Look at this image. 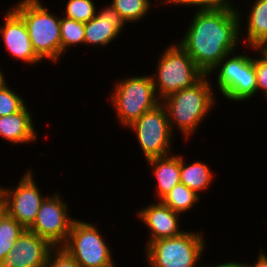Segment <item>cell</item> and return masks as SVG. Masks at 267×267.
Here are the masks:
<instances>
[{"instance_id": "6da1fadb", "label": "cell", "mask_w": 267, "mask_h": 267, "mask_svg": "<svg viewBox=\"0 0 267 267\" xmlns=\"http://www.w3.org/2000/svg\"><path fill=\"white\" fill-rule=\"evenodd\" d=\"M186 32L177 41L197 67L208 75L228 54L237 51L240 40L238 11H195ZM184 37V38H183Z\"/></svg>"}, {"instance_id": "7a4b0ae2", "label": "cell", "mask_w": 267, "mask_h": 267, "mask_svg": "<svg viewBox=\"0 0 267 267\" xmlns=\"http://www.w3.org/2000/svg\"><path fill=\"white\" fill-rule=\"evenodd\" d=\"M211 78L204 75L193 86L181 89L161 100L167 111L171 131L175 135L176 130H179L187 142L190 136L192 139L217 102L214 93L216 89L213 88L215 85L212 84Z\"/></svg>"}, {"instance_id": "3957f363", "label": "cell", "mask_w": 267, "mask_h": 267, "mask_svg": "<svg viewBox=\"0 0 267 267\" xmlns=\"http://www.w3.org/2000/svg\"><path fill=\"white\" fill-rule=\"evenodd\" d=\"M12 9L23 19L36 55L44 62L61 59V16L52 13L42 0H19Z\"/></svg>"}, {"instance_id": "277c9868", "label": "cell", "mask_w": 267, "mask_h": 267, "mask_svg": "<svg viewBox=\"0 0 267 267\" xmlns=\"http://www.w3.org/2000/svg\"><path fill=\"white\" fill-rule=\"evenodd\" d=\"M125 78L113 83V91L108 100L116 112L118 123L126 129L146 111L160 104L161 100L155 91L151 74Z\"/></svg>"}, {"instance_id": "5b68a950", "label": "cell", "mask_w": 267, "mask_h": 267, "mask_svg": "<svg viewBox=\"0 0 267 267\" xmlns=\"http://www.w3.org/2000/svg\"><path fill=\"white\" fill-rule=\"evenodd\" d=\"M158 59L151 76L160 100L193 86L205 75L178 42L166 46Z\"/></svg>"}, {"instance_id": "8992f818", "label": "cell", "mask_w": 267, "mask_h": 267, "mask_svg": "<svg viewBox=\"0 0 267 267\" xmlns=\"http://www.w3.org/2000/svg\"><path fill=\"white\" fill-rule=\"evenodd\" d=\"M203 231H184L180 235L151 242L144 253L148 267H201L206 249ZM205 248V249H204Z\"/></svg>"}, {"instance_id": "52a82bcc", "label": "cell", "mask_w": 267, "mask_h": 267, "mask_svg": "<svg viewBox=\"0 0 267 267\" xmlns=\"http://www.w3.org/2000/svg\"><path fill=\"white\" fill-rule=\"evenodd\" d=\"M236 51L226 55L208 74L216 75V87L223 97L232 102H245L257 94L254 56ZM217 71V73H216Z\"/></svg>"}, {"instance_id": "ba28073f", "label": "cell", "mask_w": 267, "mask_h": 267, "mask_svg": "<svg viewBox=\"0 0 267 267\" xmlns=\"http://www.w3.org/2000/svg\"><path fill=\"white\" fill-rule=\"evenodd\" d=\"M106 241L97 225L76 217L62 247L81 267H117Z\"/></svg>"}, {"instance_id": "9c48e42d", "label": "cell", "mask_w": 267, "mask_h": 267, "mask_svg": "<svg viewBox=\"0 0 267 267\" xmlns=\"http://www.w3.org/2000/svg\"><path fill=\"white\" fill-rule=\"evenodd\" d=\"M126 129L135 133L146 160L172 153L174 134L162 103L146 111Z\"/></svg>"}, {"instance_id": "30bf717a", "label": "cell", "mask_w": 267, "mask_h": 267, "mask_svg": "<svg viewBox=\"0 0 267 267\" xmlns=\"http://www.w3.org/2000/svg\"><path fill=\"white\" fill-rule=\"evenodd\" d=\"M53 194V195H52ZM46 195L38 215L28 230L48 240L54 247L62 246L69 235L73 221L67 202L59 192Z\"/></svg>"}, {"instance_id": "8fae6325", "label": "cell", "mask_w": 267, "mask_h": 267, "mask_svg": "<svg viewBox=\"0 0 267 267\" xmlns=\"http://www.w3.org/2000/svg\"><path fill=\"white\" fill-rule=\"evenodd\" d=\"M26 170L15 187H1V195L6 200L9 216L28 229L34 223L45 195L41 193L32 169Z\"/></svg>"}, {"instance_id": "7c38bea8", "label": "cell", "mask_w": 267, "mask_h": 267, "mask_svg": "<svg viewBox=\"0 0 267 267\" xmlns=\"http://www.w3.org/2000/svg\"><path fill=\"white\" fill-rule=\"evenodd\" d=\"M4 13V22L0 24V37L11 58L24 64L35 65L42 60L33 50L28 30L23 19L10 7Z\"/></svg>"}, {"instance_id": "4fadbf2b", "label": "cell", "mask_w": 267, "mask_h": 267, "mask_svg": "<svg viewBox=\"0 0 267 267\" xmlns=\"http://www.w3.org/2000/svg\"><path fill=\"white\" fill-rule=\"evenodd\" d=\"M54 246L46 239L25 229L16 240L0 267H46L47 258Z\"/></svg>"}, {"instance_id": "5bb4252c", "label": "cell", "mask_w": 267, "mask_h": 267, "mask_svg": "<svg viewBox=\"0 0 267 267\" xmlns=\"http://www.w3.org/2000/svg\"><path fill=\"white\" fill-rule=\"evenodd\" d=\"M136 213L140 222H144L143 224L149 231L146 245L156 240L178 236L184 232L180 225L181 215L160 201L153 202L152 200L151 204L142 206Z\"/></svg>"}, {"instance_id": "9a60e30c", "label": "cell", "mask_w": 267, "mask_h": 267, "mask_svg": "<svg viewBox=\"0 0 267 267\" xmlns=\"http://www.w3.org/2000/svg\"><path fill=\"white\" fill-rule=\"evenodd\" d=\"M103 7L97 10L96 15L90 21L85 23V46L107 47L120 37L127 25L111 4Z\"/></svg>"}, {"instance_id": "2e32d148", "label": "cell", "mask_w": 267, "mask_h": 267, "mask_svg": "<svg viewBox=\"0 0 267 267\" xmlns=\"http://www.w3.org/2000/svg\"><path fill=\"white\" fill-rule=\"evenodd\" d=\"M27 105L14 114L0 117V137L4 141L13 145H25L36 143L40 138L33 123V113Z\"/></svg>"}, {"instance_id": "e0dca14e", "label": "cell", "mask_w": 267, "mask_h": 267, "mask_svg": "<svg viewBox=\"0 0 267 267\" xmlns=\"http://www.w3.org/2000/svg\"><path fill=\"white\" fill-rule=\"evenodd\" d=\"M251 5L246 25L241 23L244 18L242 10H237L240 16V40L244 38L242 41L246 47L260 48L267 43V0H255ZM243 28L246 29L245 32L242 31ZM242 32L247 33L244 36Z\"/></svg>"}, {"instance_id": "ac0fdd59", "label": "cell", "mask_w": 267, "mask_h": 267, "mask_svg": "<svg viewBox=\"0 0 267 267\" xmlns=\"http://www.w3.org/2000/svg\"><path fill=\"white\" fill-rule=\"evenodd\" d=\"M150 168H152V176L156 183L155 195L159 201L167 194L175 185L181 183L180 180V155L169 154L146 160Z\"/></svg>"}, {"instance_id": "d6986e66", "label": "cell", "mask_w": 267, "mask_h": 267, "mask_svg": "<svg viewBox=\"0 0 267 267\" xmlns=\"http://www.w3.org/2000/svg\"><path fill=\"white\" fill-rule=\"evenodd\" d=\"M184 155H180V180L198 195L208 190L215 177L213 170L206 162L195 160L191 164L186 163ZM206 163V164H205Z\"/></svg>"}, {"instance_id": "ffe728a7", "label": "cell", "mask_w": 267, "mask_h": 267, "mask_svg": "<svg viewBox=\"0 0 267 267\" xmlns=\"http://www.w3.org/2000/svg\"><path fill=\"white\" fill-rule=\"evenodd\" d=\"M200 198L201 196L195 191L191 190L186 185L179 183L159 201L171 208L174 212L184 216L183 213H188V211H191V209L196 207L195 205L199 203Z\"/></svg>"}, {"instance_id": "44dd1931", "label": "cell", "mask_w": 267, "mask_h": 267, "mask_svg": "<svg viewBox=\"0 0 267 267\" xmlns=\"http://www.w3.org/2000/svg\"><path fill=\"white\" fill-rule=\"evenodd\" d=\"M110 4L129 25L146 18L154 5L152 0H111Z\"/></svg>"}, {"instance_id": "7402d4cb", "label": "cell", "mask_w": 267, "mask_h": 267, "mask_svg": "<svg viewBox=\"0 0 267 267\" xmlns=\"http://www.w3.org/2000/svg\"><path fill=\"white\" fill-rule=\"evenodd\" d=\"M60 34H61V57H63L66 51L71 47H74L76 45L80 46L84 45L85 23L61 16Z\"/></svg>"}, {"instance_id": "603a6c76", "label": "cell", "mask_w": 267, "mask_h": 267, "mask_svg": "<svg viewBox=\"0 0 267 267\" xmlns=\"http://www.w3.org/2000/svg\"><path fill=\"white\" fill-rule=\"evenodd\" d=\"M24 230L25 228L9 215L3 220L0 224V262L13 249L16 240Z\"/></svg>"}, {"instance_id": "cb8c5ba5", "label": "cell", "mask_w": 267, "mask_h": 267, "mask_svg": "<svg viewBox=\"0 0 267 267\" xmlns=\"http://www.w3.org/2000/svg\"><path fill=\"white\" fill-rule=\"evenodd\" d=\"M94 0H68L65 9L61 11L64 17L87 23L97 12Z\"/></svg>"}, {"instance_id": "d4e9b609", "label": "cell", "mask_w": 267, "mask_h": 267, "mask_svg": "<svg viewBox=\"0 0 267 267\" xmlns=\"http://www.w3.org/2000/svg\"><path fill=\"white\" fill-rule=\"evenodd\" d=\"M25 101L6 80L0 85V117L20 111L26 105Z\"/></svg>"}, {"instance_id": "484cf974", "label": "cell", "mask_w": 267, "mask_h": 267, "mask_svg": "<svg viewBox=\"0 0 267 267\" xmlns=\"http://www.w3.org/2000/svg\"><path fill=\"white\" fill-rule=\"evenodd\" d=\"M233 0H171L168 4L172 6L180 7H196V11L207 10H227L237 11L239 7H236V3H232Z\"/></svg>"}, {"instance_id": "4316f807", "label": "cell", "mask_w": 267, "mask_h": 267, "mask_svg": "<svg viewBox=\"0 0 267 267\" xmlns=\"http://www.w3.org/2000/svg\"><path fill=\"white\" fill-rule=\"evenodd\" d=\"M253 49V52H259V56H254V69L256 72L257 94L262 92L267 101V55L259 48L246 47Z\"/></svg>"}, {"instance_id": "83f0119b", "label": "cell", "mask_w": 267, "mask_h": 267, "mask_svg": "<svg viewBox=\"0 0 267 267\" xmlns=\"http://www.w3.org/2000/svg\"><path fill=\"white\" fill-rule=\"evenodd\" d=\"M46 267H81L62 247H54L47 258Z\"/></svg>"}, {"instance_id": "f1b7e54d", "label": "cell", "mask_w": 267, "mask_h": 267, "mask_svg": "<svg viewBox=\"0 0 267 267\" xmlns=\"http://www.w3.org/2000/svg\"><path fill=\"white\" fill-rule=\"evenodd\" d=\"M260 251L258 253L256 261L252 263H247V267H267V254L260 247Z\"/></svg>"}, {"instance_id": "f546056e", "label": "cell", "mask_w": 267, "mask_h": 267, "mask_svg": "<svg viewBox=\"0 0 267 267\" xmlns=\"http://www.w3.org/2000/svg\"><path fill=\"white\" fill-rule=\"evenodd\" d=\"M201 264V267H247V263L246 262H242V261H228V262H222V263H218V264H213V265H206L205 264H202V263H199Z\"/></svg>"}, {"instance_id": "4dcf8cb0", "label": "cell", "mask_w": 267, "mask_h": 267, "mask_svg": "<svg viewBox=\"0 0 267 267\" xmlns=\"http://www.w3.org/2000/svg\"><path fill=\"white\" fill-rule=\"evenodd\" d=\"M8 215V206L6 200L2 195H0V224Z\"/></svg>"}, {"instance_id": "1f68e13d", "label": "cell", "mask_w": 267, "mask_h": 267, "mask_svg": "<svg viewBox=\"0 0 267 267\" xmlns=\"http://www.w3.org/2000/svg\"><path fill=\"white\" fill-rule=\"evenodd\" d=\"M4 71H2L0 69V85L5 81L7 80V77H5V74L3 73Z\"/></svg>"}, {"instance_id": "d6a6232c", "label": "cell", "mask_w": 267, "mask_h": 267, "mask_svg": "<svg viewBox=\"0 0 267 267\" xmlns=\"http://www.w3.org/2000/svg\"><path fill=\"white\" fill-rule=\"evenodd\" d=\"M170 1H171V0H162V1L160 0V1L156 2V3H158V6L161 5V4H162V5H163V4H164V5H166V4L168 5V3H169ZM159 2H160V3H159Z\"/></svg>"}, {"instance_id": "836d02e7", "label": "cell", "mask_w": 267, "mask_h": 267, "mask_svg": "<svg viewBox=\"0 0 267 267\" xmlns=\"http://www.w3.org/2000/svg\"><path fill=\"white\" fill-rule=\"evenodd\" d=\"M259 49H261L267 55V43L262 45Z\"/></svg>"}]
</instances>
